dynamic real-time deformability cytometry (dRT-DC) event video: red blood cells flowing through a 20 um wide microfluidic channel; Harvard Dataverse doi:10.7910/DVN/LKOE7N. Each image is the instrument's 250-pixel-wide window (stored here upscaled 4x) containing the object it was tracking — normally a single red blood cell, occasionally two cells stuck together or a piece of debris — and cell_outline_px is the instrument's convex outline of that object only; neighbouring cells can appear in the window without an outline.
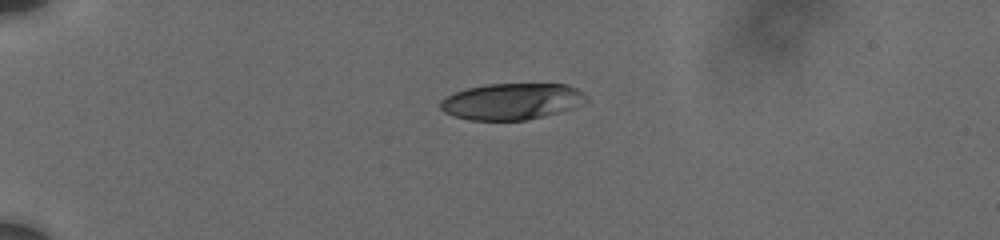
{"species": "human", "species_latin": "Homo sapiens", "temperature_condition": "cold", "stored_images_in_passage": 24, "camera_frame_rate_fps": 3000, "um_per_image_px": 0.085, "donor": {"sex": "male"}, "frame": {"image": 1, "passage_image": 1, "time_ms": 0.0, "image_size_px": [1000, 240], "cell_outline_px": [[588, 100], [584, 104], [572, 108], [544, 116], [524, 120], [472, 120], [456, 116], [444, 112], [440, 108], [440, 100], [456, 92], [468, 88], [488, 84], [568, 84], [584, 92], [588, 96]], "centroid_in_image_um": [43.55, 8.61], "position_along_channel_um": 41.4, "area_um2": 30.87}}
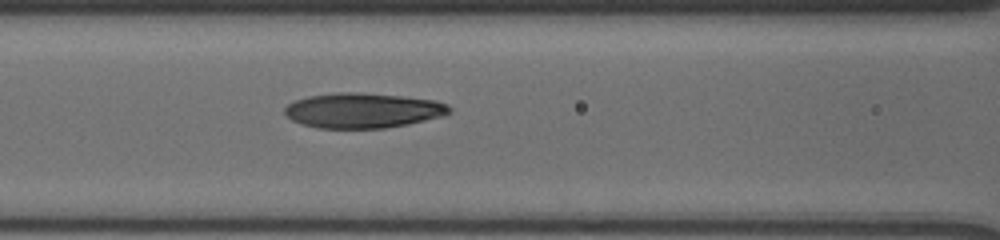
{"frame": {"image": 2, "passage_image": 13, "time_ms": 4.0, "image_size_px": [1000, 240], "cell_outline_px": [[452, 112], [444, 116], [408, 124], [384, 128], [316, 128], [300, 124], [292, 120], [284, 112], [284, 108], [288, 104], [296, 100], [308, 96], [340, 92], [360, 92], [400, 96], [436, 100], [448, 104], [452, 108]], "centroid_in_image_um": [30.87, 9.39], "position_along_channel_um": 135.7, "area_um2": 33.81}}
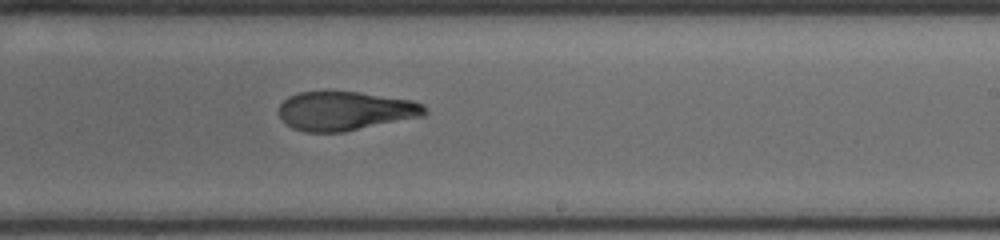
{"frame": {"image": 3, "passage_image": 24, "time_ms": 7.333, "image_size_px": [1000, 240], "cell_outline_px": [[428, 112], [424, 116], [344, 132], [304, 132], [292, 128], [284, 124], [276, 112], [280, 104], [288, 96], [300, 92], [356, 92], [412, 100], [424, 104], [428, 108]], "centroid_in_image_um": [29.32, 9.44], "position_along_channel_um": 259.7, "area_um2": 33.47}}